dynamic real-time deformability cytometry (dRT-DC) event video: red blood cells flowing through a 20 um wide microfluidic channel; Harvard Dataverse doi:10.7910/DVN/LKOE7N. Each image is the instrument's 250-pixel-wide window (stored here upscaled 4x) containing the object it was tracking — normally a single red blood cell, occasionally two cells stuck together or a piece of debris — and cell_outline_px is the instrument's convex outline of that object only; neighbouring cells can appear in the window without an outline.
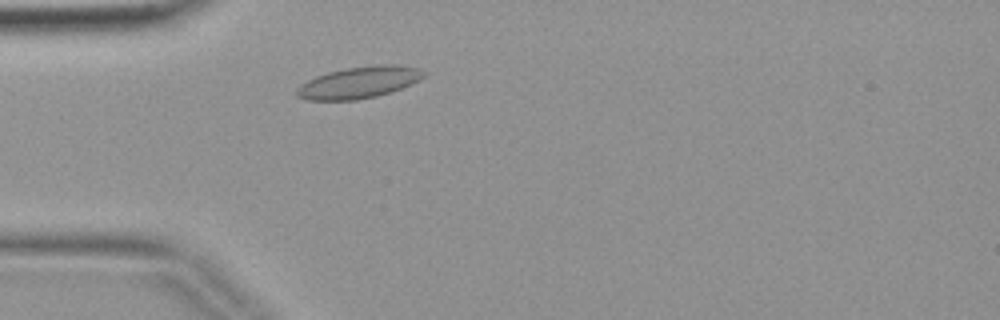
{"species": "common noctule bat (a hibernating species)", "species_latin": "Nyctalus noctula", "temperature_condition": "warm", "stored_images_in_passage": 2, "camera_frame_rate_fps": 3000, "um_per_image_px": 0.085, "animal": {"sex": "female", "body_mass_g": 19.9}, "frame": {"image": 1, "passage_image": 2, "time_ms": 0.333, "image_size_px": [1000, 320], "cell_outline_px": [[428, 72], [420, 80], [412, 84], [392, 92], [376, 96], [356, 100], [308, 100], [296, 96], [296, 88], [300, 84], [316, 76], [328, 72], [344, 68], [376, 64], [400, 64], [420, 68]], "centroid_in_image_um": [30.56, 6.99], "position_along_channel_um": 54.4, "area_um2": 23.87}}